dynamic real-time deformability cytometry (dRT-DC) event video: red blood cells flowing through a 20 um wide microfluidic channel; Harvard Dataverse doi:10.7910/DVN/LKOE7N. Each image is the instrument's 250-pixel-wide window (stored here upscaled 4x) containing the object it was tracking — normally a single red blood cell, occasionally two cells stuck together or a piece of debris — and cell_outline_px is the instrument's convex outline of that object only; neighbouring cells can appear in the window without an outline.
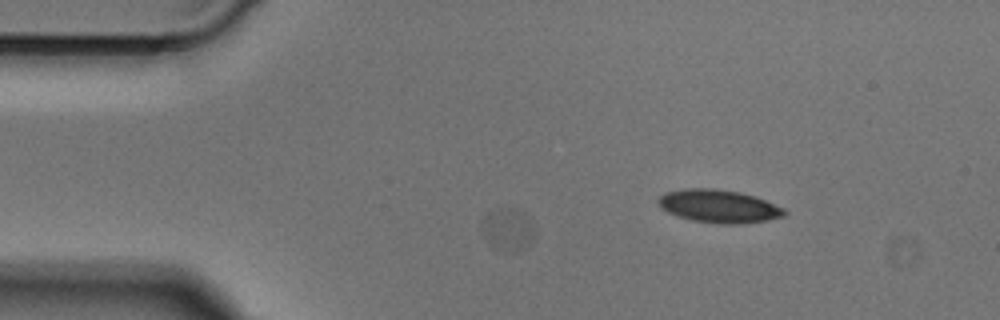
{"species": "Egyptian fruit bat (a non-hibernating species)", "species_latin": "Rousettus aegyptiacus", "temperature_condition": "cold", "stored_images_in_passage": 2, "segment_of_instrument_passage": [1, 2], "camera_frame_rate_fps": 3000, "um_per_image_px": 0.085, "animal": {"sex": "male"}, "frame": {"image": 1, "passage_image": 1, "time_ms": 0.0, "image_size_px": [1000, 320], "cell_outline_px": [[532, 236], [524, 248], [516, 252], [512, 252], [500, 248], [492, 244], [488, 240], [480, 224], [480, 220], [488, 212], [520, 212], [528, 220]], "centroid_in_image_um": [43.08, 19.56], "position_along_channel_um": 41.9, "area_um2": 11.44}}